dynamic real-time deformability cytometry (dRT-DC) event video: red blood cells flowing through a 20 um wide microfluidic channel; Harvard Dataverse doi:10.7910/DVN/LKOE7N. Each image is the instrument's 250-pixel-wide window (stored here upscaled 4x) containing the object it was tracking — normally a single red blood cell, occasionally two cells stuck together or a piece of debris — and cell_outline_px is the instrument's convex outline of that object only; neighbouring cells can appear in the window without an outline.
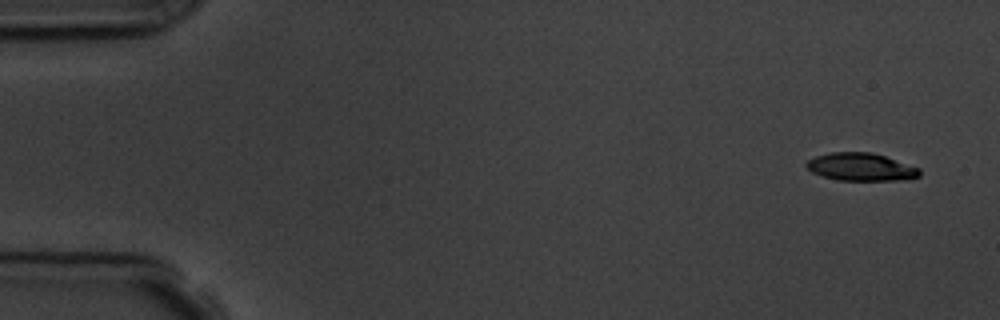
{"species": "common noctule bat (a hibernating species)", "species_latin": "Nyctalus noctula", "temperature_condition": "room temperature", "stored_images_in_passage": 5, "camera_frame_rate_fps": 3000, "um_per_image_px": 0.085, "animal": {"sex": "male", "body_mass_g": 19.5, "forearm_length_mm": 54.6}, "frame": {"image": 1, "passage_image": 1, "time_ms": 0.0, "image_size_px": [1000, 320], "cell_outline_px": [[920, 176], [908, 180], [836, 180], [812, 172], [804, 164], [808, 160], [816, 156], [828, 152], [872, 152], [920, 168]], "centroid_in_image_um": [73.19, 14.19], "position_along_channel_um": 11.8, "area_um2": 18.32}}
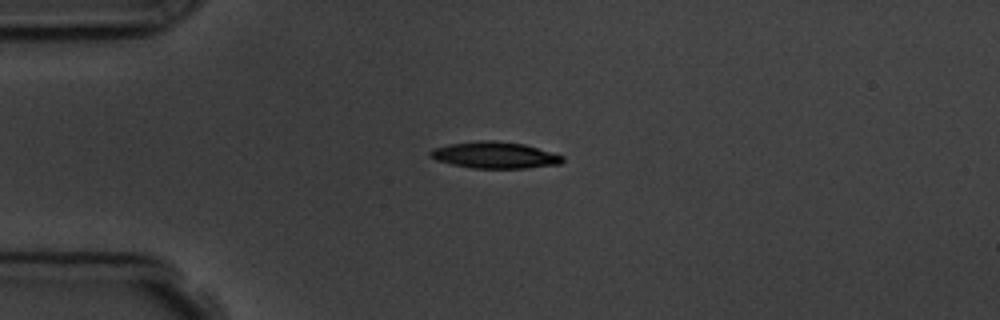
{"frame": {"image": 2, "passage_image": 4, "time_ms": 3.667, "image_size_px": [1000, 320], "cell_outline_px": [[564, 160], [560, 164], [528, 168], [472, 168], [452, 164], [436, 160], [428, 152], [432, 148], [448, 144], [476, 140], [496, 140], [524, 144], [564, 156]], "centroid_in_image_um": [42.05, 13.17], "position_along_channel_um": 43.0, "area_um2": 20.52}}